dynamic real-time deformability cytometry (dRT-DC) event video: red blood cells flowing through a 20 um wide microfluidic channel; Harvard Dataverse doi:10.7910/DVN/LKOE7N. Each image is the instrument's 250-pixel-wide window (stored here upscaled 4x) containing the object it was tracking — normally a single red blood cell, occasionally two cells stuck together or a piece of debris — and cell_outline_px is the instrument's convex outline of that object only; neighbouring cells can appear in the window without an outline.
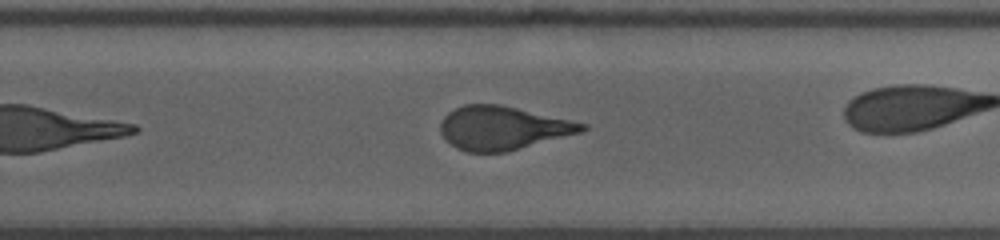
{"species": "human", "species_latin": "Homo sapiens", "temperature_condition": "room temperature", "stored_images_in_passage": 28, "camera_frame_rate_fps": 3000, "um_per_image_px": 0.085, "donor": {"sex": "male"}, "frame": {"image": 1, "passage_image": 20, "time_ms": 6.333, "image_size_px": [1000, 240], "cell_outline_px": [[588, 128], [580, 132], [504, 152], [468, 152], [456, 148], [440, 132], [440, 124], [444, 116], [448, 112], [464, 104], [500, 104], [588, 124]], "centroid_in_image_um": [42.7, 10.86], "position_along_channel_um": 287.1, "area_um2": 35.43}}